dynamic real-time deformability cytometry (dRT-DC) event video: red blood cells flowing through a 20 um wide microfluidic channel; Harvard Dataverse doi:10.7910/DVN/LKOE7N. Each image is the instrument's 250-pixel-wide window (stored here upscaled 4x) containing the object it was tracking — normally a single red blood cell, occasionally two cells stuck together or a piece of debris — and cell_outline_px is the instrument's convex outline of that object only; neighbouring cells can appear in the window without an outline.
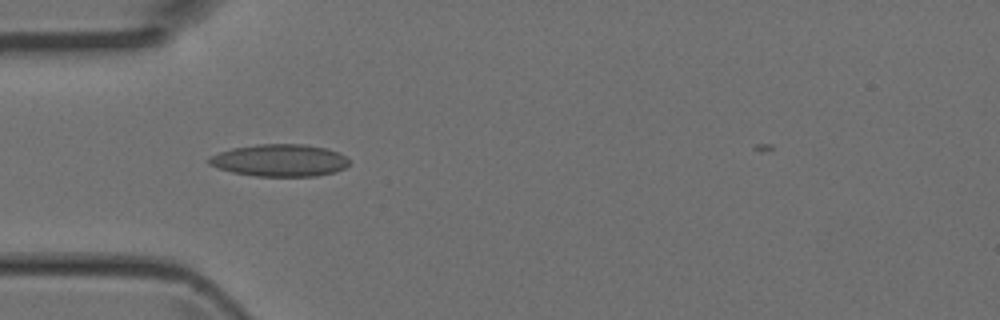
{"species": "Egyptian fruit bat (a non-hibernating species)", "species_latin": "Rousettus aegyptiacus", "temperature_condition": "room temperature", "stored_images_in_passage": 4, "camera_frame_rate_fps": 3000, "um_per_image_px": 0.085, "animal": {"sex": "female"}, "frame": {"image": 1, "passage_image": 3, "time_ms": 0.667, "image_size_px": [1000, 320], "cell_outline_px": [[348, 164], [344, 168], [336, 172], [316, 176], [256, 176], [232, 172], [208, 164], [208, 160], [212, 156], [220, 152], [232, 148], [256, 144], [304, 144], [324, 148], [340, 152], [348, 160]], "centroid_in_image_um": [23.79, 13.63], "position_along_channel_um": 61.2, "area_um2": 26.18}}
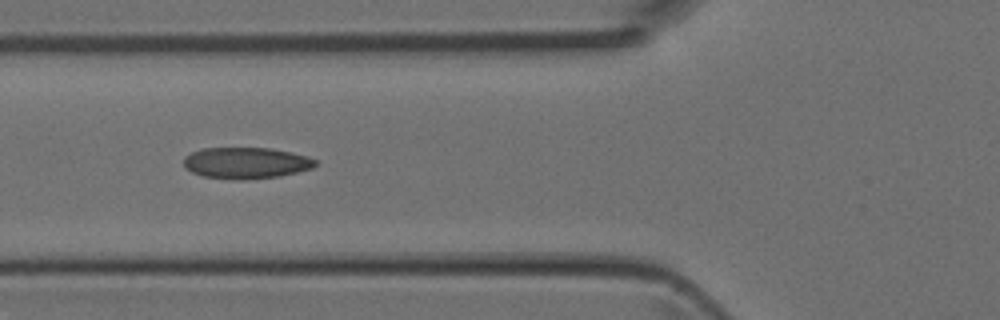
{"frame": {"image": 2, "passage_image": 4, "time_ms": 1.0, "image_size_px": [1000, 320], "cell_outline_px": [[316, 164], [312, 168], [280, 176], [240, 180], [236, 180], [204, 176], [192, 172], [184, 168], [184, 156], [192, 152], [204, 148], [272, 148], [292, 152], [308, 156], [316, 160]], "centroid_in_image_um": [20.91, 13.84], "position_along_channel_um": 104.9, "area_um2": 24.04}}